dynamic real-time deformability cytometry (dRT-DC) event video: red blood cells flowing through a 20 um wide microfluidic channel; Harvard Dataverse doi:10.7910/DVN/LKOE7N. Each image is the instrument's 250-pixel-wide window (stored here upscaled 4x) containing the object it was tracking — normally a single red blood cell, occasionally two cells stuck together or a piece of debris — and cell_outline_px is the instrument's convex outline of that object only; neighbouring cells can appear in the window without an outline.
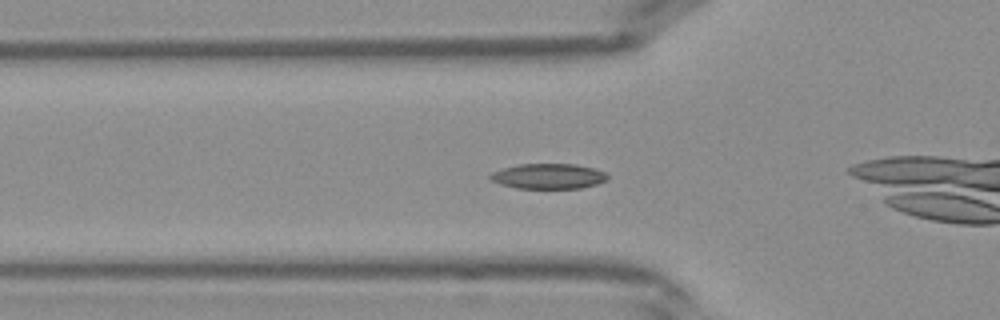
{"species": "Egyptian fruit bat (a non-hibernating species)", "species_latin": "Rousettus aegyptiacus", "temperature_condition": "warm", "stored_images_in_passage": 34, "camera_frame_rate_fps": 3000, "um_per_image_px": 0.085, "frame": {"image": 1, "passage_image": 6, "time_ms": 1.667, "image_size_px": [1000, 320], "cell_outline_px": [[608, 180], [596, 184], [580, 188], [516, 188], [500, 184], [488, 180], [488, 176], [492, 172], [504, 168], [520, 164], [576, 164], [596, 168], [604, 172], [608, 176]], "centroid_in_image_um": [46.61, 14.98], "position_along_channel_um": 79.2, "area_um2": 17.34}}
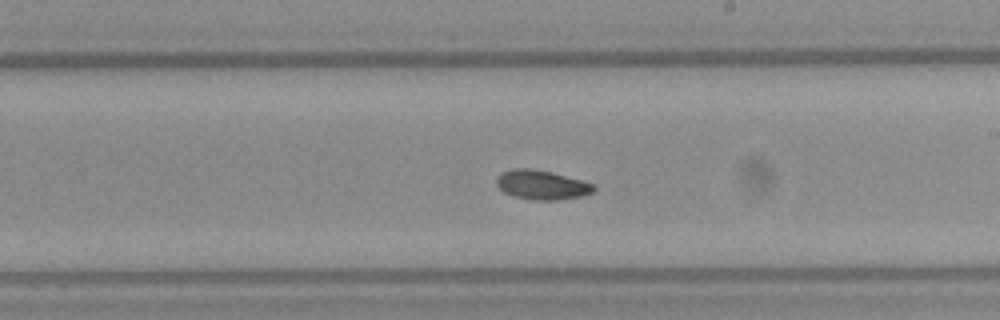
{"frame": {"image": 2, "passage_image": 16, "time_ms": 5.0, "image_size_px": [1000, 320], "cell_outline_px": [[596, 188], [592, 192], [580, 196], [556, 200], [532, 200], [516, 196], [504, 192], [496, 184], [496, 176], [500, 172], [512, 168], [532, 168], [552, 172], [580, 180], [592, 184]], "centroid_in_image_um": [45.99, 15.69], "position_along_channel_um": 243.0, "area_um2": 16.53}}
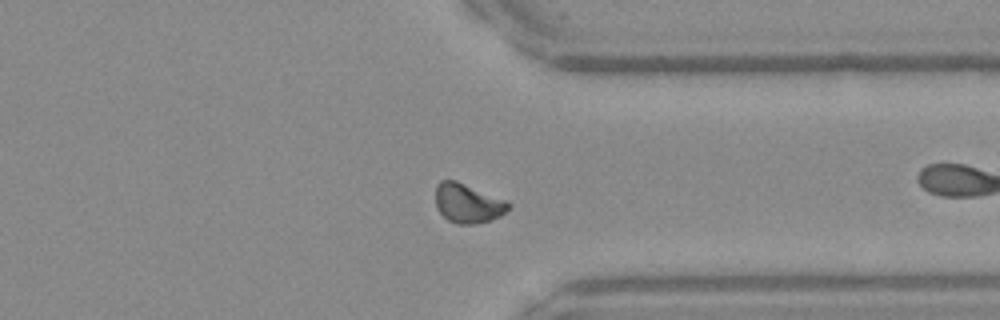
{"frame": {"image": 3, "passage_image": 24, "time_ms": 7.667, "image_size_px": [1000, 320], "cell_outline_px": [[512, 204], [500, 216], [488, 220], [472, 224], [456, 224], [448, 220], [440, 212], [436, 204], [436, 184], [440, 180], [456, 180], [504, 200]], "centroid_in_image_um": [39.72, 17.27], "position_along_channel_um": 371.7, "area_um2": 16.36}}